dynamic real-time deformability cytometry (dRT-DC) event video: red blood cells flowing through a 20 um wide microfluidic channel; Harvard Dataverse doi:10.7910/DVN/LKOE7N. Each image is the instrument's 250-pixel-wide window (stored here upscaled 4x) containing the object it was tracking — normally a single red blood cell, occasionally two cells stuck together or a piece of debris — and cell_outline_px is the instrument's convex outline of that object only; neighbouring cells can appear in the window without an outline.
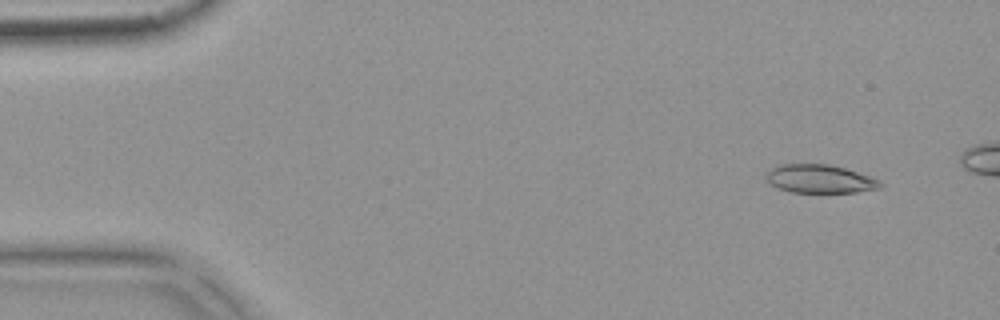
{"species": "common noctule bat (a hibernating species)", "species_latin": "Nyctalus noctula", "temperature_condition": "warm", "stored_images_in_passage": 16, "camera_frame_rate_fps": 3000, "um_per_image_px": 0.085, "animal": {"sex": "female", "body_mass_g": 18.4}, "frame": {"image": 1, "passage_image": 5, "time_ms": 1.333, "image_size_px": [1000, 320], "cell_outline_px": [[880, 188], [856, 192], [792, 192], [776, 188], [768, 180], [768, 172], [772, 168], [780, 164], [828, 164], [844, 168], [872, 176], [880, 180]], "centroid_in_image_um": [69.71, 15.2], "position_along_channel_um": 15.3, "area_um2": 18.67}}